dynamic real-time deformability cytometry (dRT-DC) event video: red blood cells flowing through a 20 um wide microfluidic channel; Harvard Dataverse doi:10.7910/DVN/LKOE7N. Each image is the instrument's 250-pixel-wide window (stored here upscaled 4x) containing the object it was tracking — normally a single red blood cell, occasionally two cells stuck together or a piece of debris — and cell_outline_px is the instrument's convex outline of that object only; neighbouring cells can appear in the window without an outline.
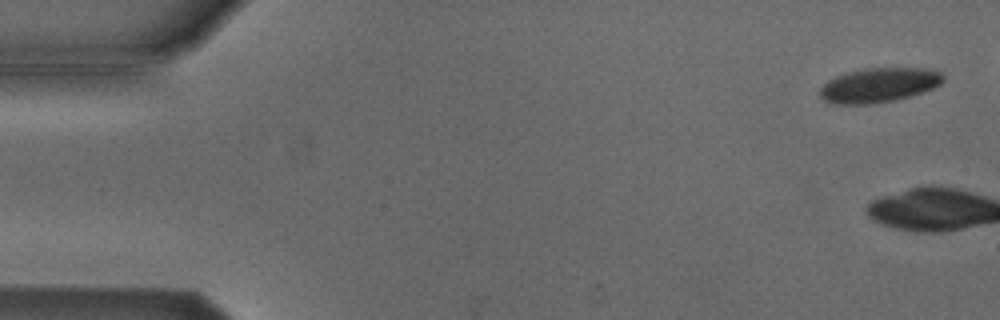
{"species": "Egyptian fruit bat (a non-hibernating species)", "species_latin": "Rousettus aegyptiacus", "temperature_condition": "cold", "stored_images_in_passage": 4, "camera_frame_rate_fps": 3000, "um_per_image_px": 0.085, "animal": {"sex": "male"}, "frame": {"image": 1, "passage_image": 2, "time_ms": 0.333, "image_size_px": [1000, 320], "cell_outline_px": [[944, 80], [940, 84], [932, 88], [908, 96], [892, 100], [872, 104], [836, 104], [824, 100], [820, 96], [820, 88], [828, 80], [836, 76], [848, 72], [864, 68], [924, 68], [940, 72], [944, 76]], "centroid_in_image_um": [74.68, 7.23], "position_along_channel_um": 10.3, "area_um2": 24.51}}